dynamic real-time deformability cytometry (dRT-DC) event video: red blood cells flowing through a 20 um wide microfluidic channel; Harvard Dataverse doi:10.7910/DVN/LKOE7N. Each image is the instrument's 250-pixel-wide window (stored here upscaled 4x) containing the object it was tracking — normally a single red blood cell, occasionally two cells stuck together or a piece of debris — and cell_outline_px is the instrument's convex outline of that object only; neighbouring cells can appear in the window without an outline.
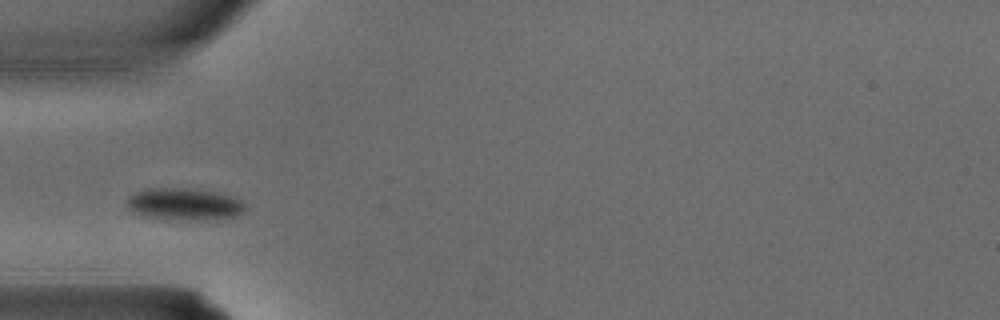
{"species": "common noctule bat (a hibernating species)", "species_latin": "Nyctalus noctula", "temperature_condition": "warm", "stored_images_in_passage": 1, "camera_frame_rate_fps": 3000, "um_per_image_px": 0.085, "animal": {"sex": "male", "body_mass_g": 15.6}, "frame": {"image": 1, "passage_image": 1, "time_ms": 0.0, "image_size_px": [1000, 320], "cell_outline_px": [[244, 212], [224, 220], [208, 220], [144, 216], [128, 208], [128, 196], [136, 192], [148, 188], [188, 188], [216, 192], [232, 196], [240, 200], [244, 204]], "centroid_in_image_um": [15.72, 17.34], "position_along_channel_um": 69.3, "area_um2": 21.79}}